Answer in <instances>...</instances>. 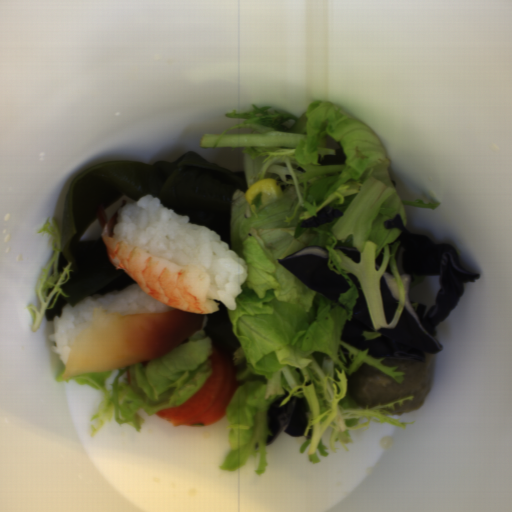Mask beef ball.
Wrapping results in <instances>:
<instances>
[{"label":"beef ball","mask_w":512,"mask_h":512,"mask_svg":"<svg viewBox=\"0 0 512 512\" xmlns=\"http://www.w3.org/2000/svg\"><path fill=\"white\" fill-rule=\"evenodd\" d=\"M437 355L425 352V362L408 358H385L380 363L386 367H397L393 372H404L402 383L377 369L363 363L347 377V396L360 409H370L409 396L412 400L398 403L394 409L386 410L391 416L404 415L425 403L430 393L436 369Z\"/></svg>","instance_id":"1"}]
</instances>
